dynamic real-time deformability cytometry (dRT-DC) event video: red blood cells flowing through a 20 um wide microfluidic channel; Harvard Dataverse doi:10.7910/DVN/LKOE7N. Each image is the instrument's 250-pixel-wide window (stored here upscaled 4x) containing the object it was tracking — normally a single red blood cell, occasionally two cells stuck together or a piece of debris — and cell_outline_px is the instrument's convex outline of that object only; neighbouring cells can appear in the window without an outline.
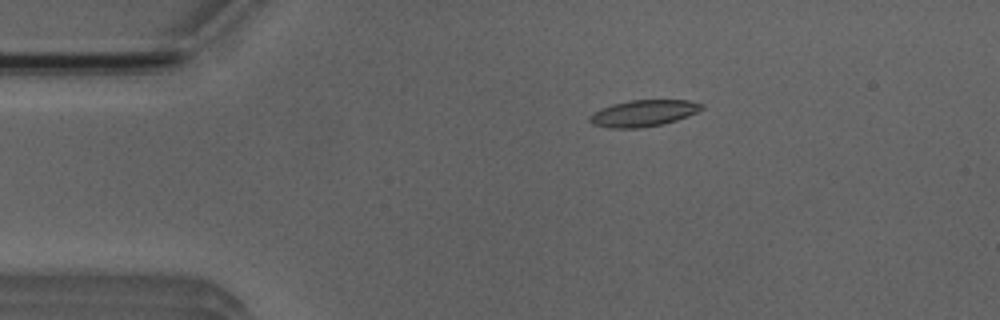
{"species": "Egyptian fruit bat (a non-hibernating species)", "species_latin": "Rousettus aegyptiacus", "temperature_condition": "room temperature", "stored_images_in_passage": 46, "camera_frame_rate_fps": 3000, "um_per_image_px": 0.085, "animal": {"sex": "male"}, "frame": {"image": 1, "passage_image": 4, "time_ms": 1.0, "image_size_px": [1000, 320], "cell_outline_px": [[704, 108], [688, 116], [664, 124], [640, 128], [608, 128], [592, 124], [588, 120], [588, 116], [600, 108], [612, 104], [632, 100], [688, 100], [704, 104]], "centroid_in_image_um": [54.67, 9.63], "position_along_channel_um": 30.3, "area_um2": 17.4}}
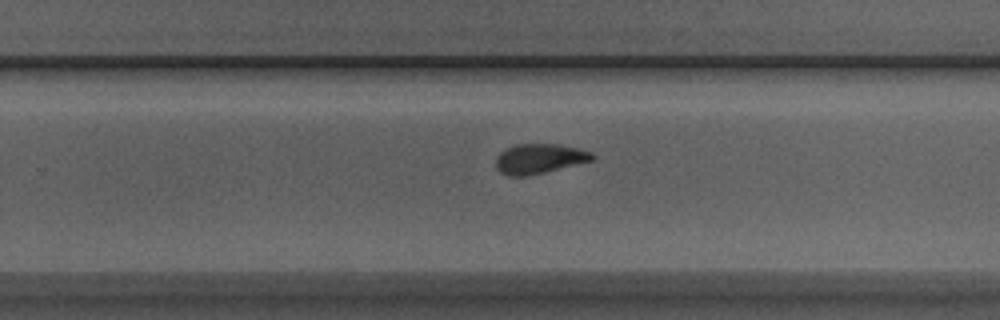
{"frame": {"image": 2, "passage_image": 27, "time_ms": 8.667, "image_size_px": [1000, 320], "cell_outline_px": [[596, 156], [592, 160], [544, 172], [524, 176], [508, 176], [500, 172], [496, 168], [496, 156], [504, 148], [516, 144], [556, 144], [576, 148], [592, 152]], "centroid_in_image_um": [45.79, 13.48], "position_along_channel_um": 284.0, "area_um2": 16.65}}
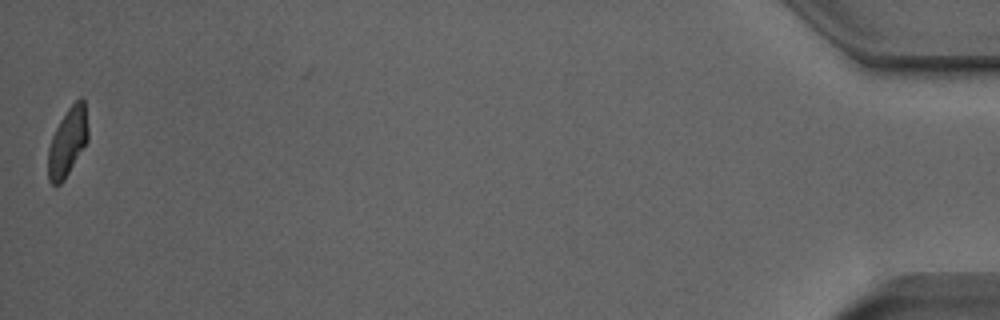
{"frame": {"image": 3, "passage_image": 46, "time_ms": 15.0, "image_size_px": [1000, 320], "cell_outline_px": [[88, 140], [64, 180], [60, 184], [52, 184], [48, 180], [48, 148], [52, 136], [60, 120], [68, 108], [80, 96], [84, 100], [88, 128]], "centroid_in_image_um": [5.74, 12.06], "position_along_channel_um": 429.5, "area_um2": 15.84}, "authors_computed_cell_mechanics": {"area_um2": 16.9932, "velocity_mm_per_s": 3.9284, "shape_relaxation_time_tau1_ms": 3.8583, "shape_relaxation_time_tau2_ms": 2.3267, "deformation_change_tau1": 0.1621, "deformation_change_tau2": 0.0689}}